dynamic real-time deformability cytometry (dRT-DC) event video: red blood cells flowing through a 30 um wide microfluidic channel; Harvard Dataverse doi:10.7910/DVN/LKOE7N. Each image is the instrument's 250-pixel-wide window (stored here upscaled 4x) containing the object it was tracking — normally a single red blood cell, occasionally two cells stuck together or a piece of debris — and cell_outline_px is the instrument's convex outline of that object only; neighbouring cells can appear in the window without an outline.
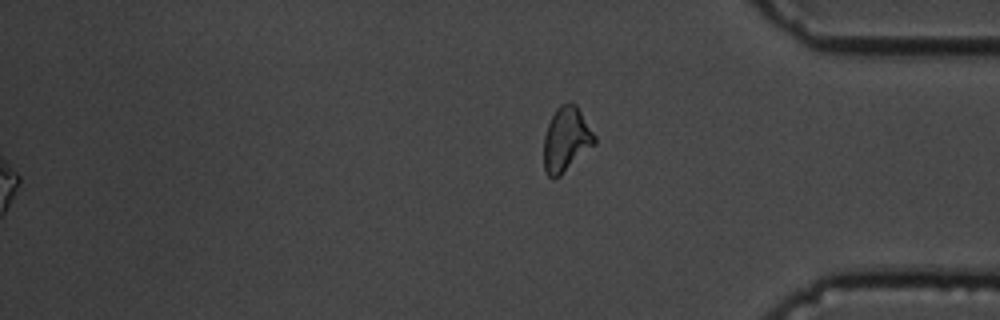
{"species": "common noctule bat (a hibernating species)", "species_latin": "Nyctalus noctula", "temperature_condition": "cold", "stored_images_in_passage": 59, "segment_of_instrument_passage": [2, 2], "camera_frame_rate_fps": 3000, "um_per_image_px": 0.085, "animal": {"sex": "male", "body_mass_g": 19.5, "forearm_length_mm": 54.6}, "frame": {"image": 1, "passage_image": 59, "time_ms": 19.333, "image_size_px": [1000, 320], "cell_outline_px": [[596, 144], [560, 176], [552, 180], [544, 172], [544, 136], [548, 124], [556, 108], [560, 104], [576, 104], [596, 136]], "centroid_in_image_um": [48.13, 11.89], "position_along_channel_um": 387.1, "area_um2": 19.19}}